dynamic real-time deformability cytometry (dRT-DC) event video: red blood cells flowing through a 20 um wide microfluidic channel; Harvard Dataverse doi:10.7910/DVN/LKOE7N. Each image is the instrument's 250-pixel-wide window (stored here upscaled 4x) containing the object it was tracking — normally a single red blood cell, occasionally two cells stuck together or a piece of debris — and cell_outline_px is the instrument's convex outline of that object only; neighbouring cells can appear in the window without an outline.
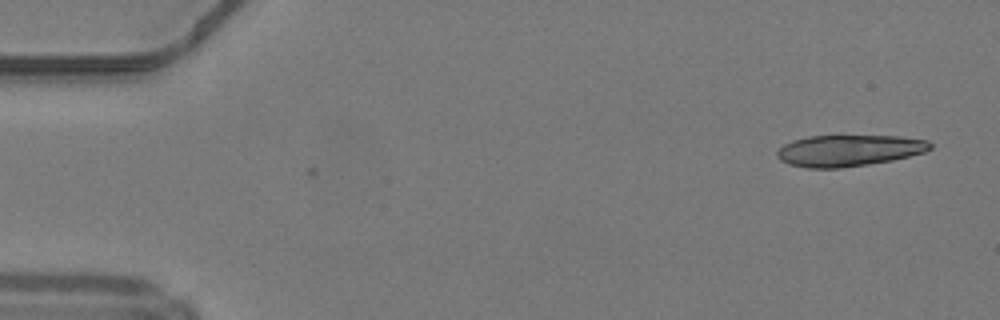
{"species": "common noctule bat (a hibernating species)", "species_latin": "Nyctalus noctula", "temperature_condition": "warm", "stored_images_in_passage": 15, "camera_frame_rate_fps": 3000, "um_per_image_px": 0.085, "animal": {"sex": "male", "body_mass_g": 19.2, "forearm_length_mm": 51.8}, "frame": {"image": 1, "passage_image": 1, "time_ms": 0.0, "image_size_px": [1000, 320], "cell_outline_px": [[932, 148], [924, 152], [892, 160], [868, 164], [840, 168], [808, 168], [788, 164], [780, 160], [776, 156], [776, 152], [784, 144], [792, 140], [808, 136], [900, 136], [928, 140], [932, 144]], "centroid_in_image_um": [72.13, 12.79], "position_along_channel_um": 12.9, "area_um2": 28.03}}